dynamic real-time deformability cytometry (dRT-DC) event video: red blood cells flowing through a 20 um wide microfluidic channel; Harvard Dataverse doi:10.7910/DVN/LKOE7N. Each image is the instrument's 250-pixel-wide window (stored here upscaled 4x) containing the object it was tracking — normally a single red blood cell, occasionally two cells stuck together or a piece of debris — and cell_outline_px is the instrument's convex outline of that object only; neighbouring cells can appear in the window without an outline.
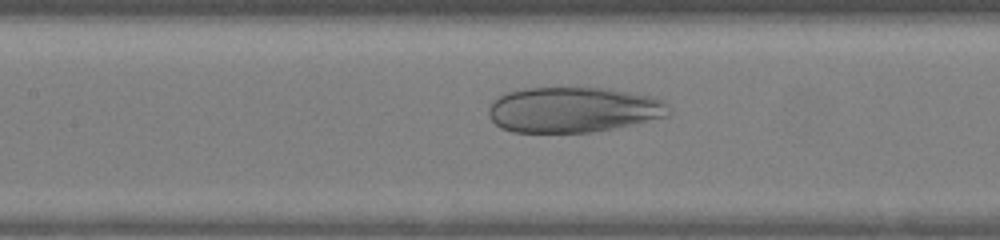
{"species": "human", "species_latin": "Homo sapiens", "temperature_condition": "warm", "stored_images_in_passage": 45, "camera_frame_rate_fps": 3000, "um_per_image_px": 0.085, "donor": {"sex": "female"}, "frame": {"image": 1, "passage_image": 19, "time_ms": 6.0, "image_size_px": [1000, 240], "cell_outline_px": [[672, 112], [668, 116], [612, 128], [592, 132], [512, 132], [500, 128], [492, 120], [488, 112], [488, 108], [492, 100], [508, 92], [524, 88], [608, 88], [652, 96], [668, 104], [672, 108]], "centroid_in_image_um": [48.72, 9.32], "position_along_channel_um": 158.7, "area_um2": 47.74}}
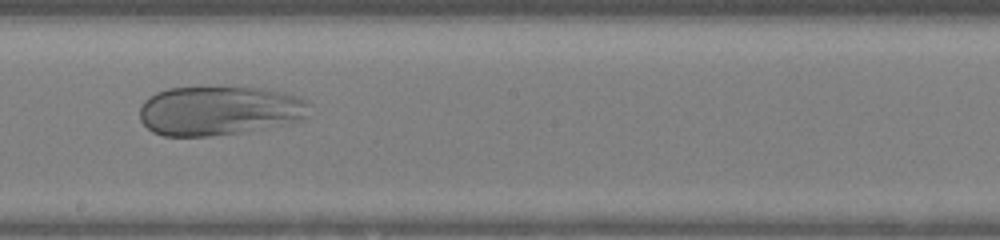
{"frame": {"image": 2, "passage_image": 24, "time_ms": 7.667, "image_size_px": [1000, 240], "cell_outline_px": [[308, 116], [300, 120], [240, 132], [208, 136], [164, 136], [152, 132], [140, 120], [140, 108], [144, 100], [148, 96], [156, 92], [168, 88], [264, 88], [284, 92], [296, 96], [304, 100], [308, 104]], "centroid_in_image_um": [18.58, 9.4], "position_along_channel_um": 229.6, "area_um2": 48.32}}
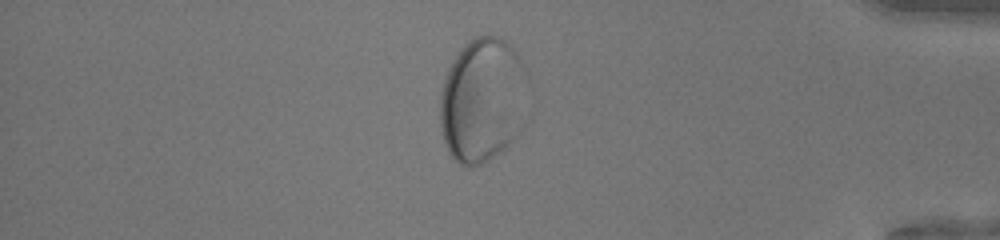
{"frame": {"image": 3, "passage_image": 38, "time_ms": 12.333, "image_size_px": [1000, 240], "cell_outline_px": [[516, 60], [512, 136], [508, 144], [500, 152], [488, 160], [472, 168], [468, 168], [460, 164], [448, 152], [444, 140], [440, 124], [440, 92], [448, 68], [456, 56], [468, 40], [476, 36], [496, 36], [504, 40], [512, 48], [516, 56]], "centroid_in_image_um": [40.7, 8.56], "position_along_channel_um": 394.5, "area_um2": 58.09}}